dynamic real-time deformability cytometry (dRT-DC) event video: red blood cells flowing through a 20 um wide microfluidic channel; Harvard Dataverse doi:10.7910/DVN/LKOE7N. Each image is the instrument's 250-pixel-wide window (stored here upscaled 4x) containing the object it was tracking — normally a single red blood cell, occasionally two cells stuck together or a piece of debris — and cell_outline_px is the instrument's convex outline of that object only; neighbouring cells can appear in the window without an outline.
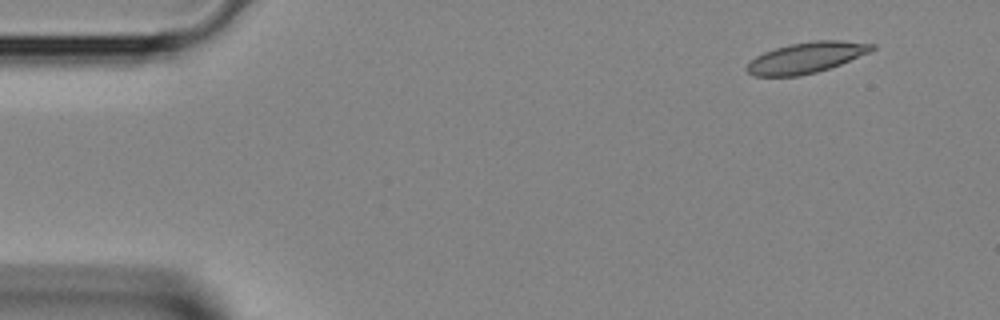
{"species": "Egyptian fruit bat (a non-hibernating species)", "species_latin": "Rousettus aegyptiacus", "temperature_condition": "room temperature", "stored_images_in_passage": 4, "segment_of_instrument_passage": [2, 2], "camera_frame_rate_fps": 3000, "um_per_image_px": 0.085, "animal": {"sex": "female"}, "frame": {"image": 1, "passage_image": 4, "time_ms": 1.0, "image_size_px": [1000, 320], "cell_outline_px": [[876, 48], [868, 52], [840, 64], [816, 72], [800, 76], [756, 76], [748, 72], [744, 68], [756, 56], [764, 52], [788, 44], [816, 40], [840, 40], [876, 44]], "centroid_in_image_um": [68.52, 4.89], "position_along_channel_um": 16.5, "area_um2": 22.25}}